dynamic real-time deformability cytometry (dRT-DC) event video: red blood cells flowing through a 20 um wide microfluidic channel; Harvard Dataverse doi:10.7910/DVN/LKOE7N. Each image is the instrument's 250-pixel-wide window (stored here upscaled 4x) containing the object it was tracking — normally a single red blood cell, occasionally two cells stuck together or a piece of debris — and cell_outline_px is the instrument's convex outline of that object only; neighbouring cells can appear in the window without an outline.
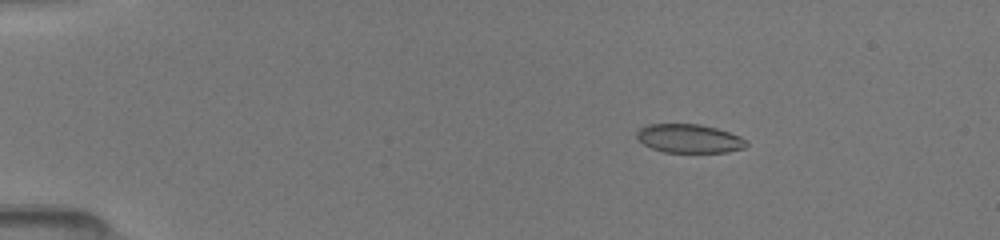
{"species": "common noctule bat (a hibernating species)", "species_latin": "Nyctalus noctula", "temperature_condition": "room temperature", "stored_images_in_passage": 13, "camera_frame_rate_fps": 3000, "um_per_image_px": 0.085, "animal": {"sex": "female", "body_mass_g": 19.5, "forearm_length_mm": 54.1}, "frame": {"image": 1, "passage_image": 2, "time_ms": 0.333, "image_size_px": [1000, 240], "cell_outline_px": [[748, 144], [744, 148], [728, 152], [664, 152], [652, 148], [644, 144], [636, 136], [636, 132], [640, 128], [648, 124], [700, 124], [716, 128], [740, 136]], "centroid_in_image_um": [58.57, 11.77], "position_along_channel_um": 26.4, "area_um2": 18.21}}
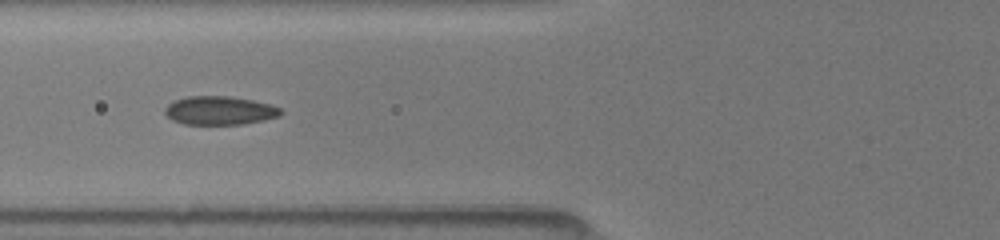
{"frame": {"image": 2, "passage_image": 10, "time_ms": 4.333, "image_size_px": [1000, 240], "cell_outline_px": [[284, 112], [280, 116], [264, 120], [244, 124], [184, 124], [172, 120], [164, 112], [164, 108], [172, 100], [188, 96], [232, 96], [272, 104], [280, 108]], "centroid_in_image_um": [18.68, 9.38], "position_along_channel_um": 107.1, "area_um2": 19.54}}
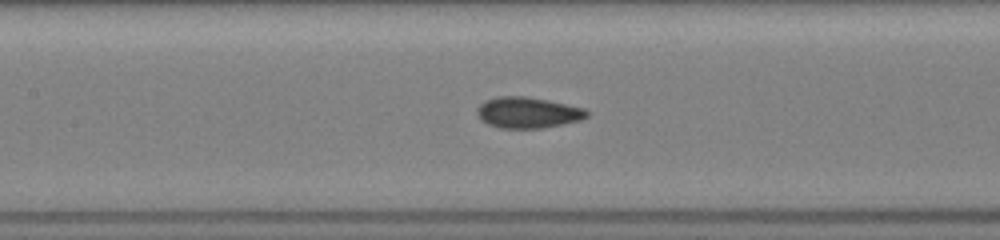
{"frame": {"image": 3, "passage_image": 13, "time_ms": 5.667, "image_size_px": [1000, 240], "cell_outline_px": [[588, 116], [580, 120], [564, 124], [540, 128], [500, 128], [488, 124], [476, 112], [476, 108], [484, 100], [496, 96], [524, 96], [548, 100], [584, 108], [588, 112]], "centroid_in_image_um": [44.85, 9.56], "position_along_channel_um": 162.5, "area_um2": 19.77}}